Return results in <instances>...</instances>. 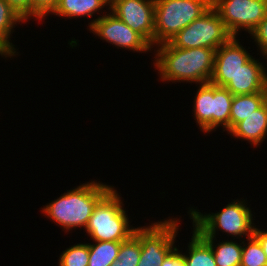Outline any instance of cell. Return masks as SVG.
I'll return each instance as SVG.
<instances>
[{"label": "cell", "instance_id": "1", "mask_svg": "<svg viewBox=\"0 0 267 266\" xmlns=\"http://www.w3.org/2000/svg\"><path fill=\"white\" fill-rule=\"evenodd\" d=\"M154 48L155 69L161 81L204 84L210 82L214 68L215 49L174 47L170 42Z\"/></svg>", "mask_w": 267, "mask_h": 266}, {"label": "cell", "instance_id": "2", "mask_svg": "<svg viewBox=\"0 0 267 266\" xmlns=\"http://www.w3.org/2000/svg\"><path fill=\"white\" fill-rule=\"evenodd\" d=\"M113 187L92 180L67 190L41 208L44 216L57 223L65 232L85 230L97 202Z\"/></svg>", "mask_w": 267, "mask_h": 266}, {"label": "cell", "instance_id": "3", "mask_svg": "<svg viewBox=\"0 0 267 266\" xmlns=\"http://www.w3.org/2000/svg\"><path fill=\"white\" fill-rule=\"evenodd\" d=\"M245 200L234 199L217 213H201L193 207L189 209L193 229L201 237H215L218 231L234 239L250 238L253 236L255 223L253 214ZM246 236V237H245ZM244 237V238H242Z\"/></svg>", "mask_w": 267, "mask_h": 266}, {"label": "cell", "instance_id": "4", "mask_svg": "<svg viewBox=\"0 0 267 266\" xmlns=\"http://www.w3.org/2000/svg\"><path fill=\"white\" fill-rule=\"evenodd\" d=\"M120 196L113 186L97 202L85 229L91 240L123 242L134 233Z\"/></svg>", "mask_w": 267, "mask_h": 266}, {"label": "cell", "instance_id": "5", "mask_svg": "<svg viewBox=\"0 0 267 266\" xmlns=\"http://www.w3.org/2000/svg\"><path fill=\"white\" fill-rule=\"evenodd\" d=\"M212 7V0H155L154 47L171 39Z\"/></svg>", "mask_w": 267, "mask_h": 266}, {"label": "cell", "instance_id": "6", "mask_svg": "<svg viewBox=\"0 0 267 266\" xmlns=\"http://www.w3.org/2000/svg\"><path fill=\"white\" fill-rule=\"evenodd\" d=\"M233 36L217 11L211 7L200 18L178 32L170 41L177 48H211L217 50Z\"/></svg>", "mask_w": 267, "mask_h": 266}, {"label": "cell", "instance_id": "7", "mask_svg": "<svg viewBox=\"0 0 267 266\" xmlns=\"http://www.w3.org/2000/svg\"><path fill=\"white\" fill-rule=\"evenodd\" d=\"M180 218L152 222L148 226L136 227L134 234L141 242V255L137 266H160L167 254L176 246Z\"/></svg>", "mask_w": 267, "mask_h": 266}, {"label": "cell", "instance_id": "8", "mask_svg": "<svg viewBox=\"0 0 267 266\" xmlns=\"http://www.w3.org/2000/svg\"><path fill=\"white\" fill-rule=\"evenodd\" d=\"M212 7L233 37L250 34L267 15V0H212Z\"/></svg>", "mask_w": 267, "mask_h": 266}, {"label": "cell", "instance_id": "9", "mask_svg": "<svg viewBox=\"0 0 267 266\" xmlns=\"http://www.w3.org/2000/svg\"><path fill=\"white\" fill-rule=\"evenodd\" d=\"M106 13V14H105ZM90 33L98 36L103 42L110 43L116 48L147 53L153 47L137 32L126 25L120 18L110 11H104L103 16L88 23Z\"/></svg>", "mask_w": 267, "mask_h": 266}, {"label": "cell", "instance_id": "10", "mask_svg": "<svg viewBox=\"0 0 267 266\" xmlns=\"http://www.w3.org/2000/svg\"><path fill=\"white\" fill-rule=\"evenodd\" d=\"M108 10L154 47L155 0H112Z\"/></svg>", "mask_w": 267, "mask_h": 266}, {"label": "cell", "instance_id": "11", "mask_svg": "<svg viewBox=\"0 0 267 266\" xmlns=\"http://www.w3.org/2000/svg\"><path fill=\"white\" fill-rule=\"evenodd\" d=\"M237 38L232 37L215 51L214 68L210 83L225 87L241 67L253 57Z\"/></svg>", "mask_w": 267, "mask_h": 266}, {"label": "cell", "instance_id": "12", "mask_svg": "<svg viewBox=\"0 0 267 266\" xmlns=\"http://www.w3.org/2000/svg\"><path fill=\"white\" fill-rule=\"evenodd\" d=\"M264 64L252 57L225 86L233 95L267 92V75Z\"/></svg>", "mask_w": 267, "mask_h": 266}, {"label": "cell", "instance_id": "13", "mask_svg": "<svg viewBox=\"0 0 267 266\" xmlns=\"http://www.w3.org/2000/svg\"><path fill=\"white\" fill-rule=\"evenodd\" d=\"M228 134L235 139L248 141L251 146H261L267 137V101L243 121L239 122Z\"/></svg>", "mask_w": 267, "mask_h": 266}, {"label": "cell", "instance_id": "14", "mask_svg": "<svg viewBox=\"0 0 267 266\" xmlns=\"http://www.w3.org/2000/svg\"><path fill=\"white\" fill-rule=\"evenodd\" d=\"M193 100V113L198 128L203 133L213 131V84H199Z\"/></svg>", "mask_w": 267, "mask_h": 266}, {"label": "cell", "instance_id": "15", "mask_svg": "<svg viewBox=\"0 0 267 266\" xmlns=\"http://www.w3.org/2000/svg\"><path fill=\"white\" fill-rule=\"evenodd\" d=\"M21 22V24H20ZM26 22L18 15L6 0H0V53L7 59L15 57L18 52L10 41L15 26Z\"/></svg>", "mask_w": 267, "mask_h": 266}, {"label": "cell", "instance_id": "16", "mask_svg": "<svg viewBox=\"0 0 267 266\" xmlns=\"http://www.w3.org/2000/svg\"><path fill=\"white\" fill-rule=\"evenodd\" d=\"M110 6V2L108 0H58L56 8L50 15H56L62 18H81L83 17H92L94 14H99V16L95 19L103 16V11L99 13V11L104 9L105 7ZM98 12V13H97Z\"/></svg>", "mask_w": 267, "mask_h": 266}, {"label": "cell", "instance_id": "17", "mask_svg": "<svg viewBox=\"0 0 267 266\" xmlns=\"http://www.w3.org/2000/svg\"><path fill=\"white\" fill-rule=\"evenodd\" d=\"M267 101V92L248 95H234L231 103L229 132L247 116L256 111Z\"/></svg>", "mask_w": 267, "mask_h": 266}, {"label": "cell", "instance_id": "18", "mask_svg": "<svg viewBox=\"0 0 267 266\" xmlns=\"http://www.w3.org/2000/svg\"><path fill=\"white\" fill-rule=\"evenodd\" d=\"M212 248L217 266H240L242 257V240L218 242L216 237H202ZM216 242H218L216 244ZM216 244V245H215Z\"/></svg>", "mask_w": 267, "mask_h": 266}, {"label": "cell", "instance_id": "19", "mask_svg": "<svg viewBox=\"0 0 267 266\" xmlns=\"http://www.w3.org/2000/svg\"><path fill=\"white\" fill-rule=\"evenodd\" d=\"M190 241L184 253L185 266H217L211 246L194 229Z\"/></svg>", "mask_w": 267, "mask_h": 266}, {"label": "cell", "instance_id": "20", "mask_svg": "<svg viewBox=\"0 0 267 266\" xmlns=\"http://www.w3.org/2000/svg\"><path fill=\"white\" fill-rule=\"evenodd\" d=\"M233 96L225 87L213 84V131L222 126V130L229 133Z\"/></svg>", "mask_w": 267, "mask_h": 266}, {"label": "cell", "instance_id": "21", "mask_svg": "<svg viewBox=\"0 0 267 266\" xmlns=\"http://www.w3.org/2000/svg\"><path fill=\"white\" fill-rule=\"evenodd\" d=\"M121 243L115 241H93L92 244L88 243V266H110L117 259Z\"/></svg>", "mask_w": 267, "mask_h": 266}, {"label": "cell", "instance_id": "22", "mask_svg": "<svg viewBox=\"0 0 267 266\" xmlns=\"http://www.w3.org/2000/svg\"><path fill=\"white\" fill-rule=\"evenodd\" d=\"M141 255L140 239L133 233L120 245L117 259L110 266H137Z\"/></svg>", "mask_w": 267, "mask_h": 266}, {"label": "cell", "instance_id": "23", "mask_svg": "<svg viewBox=\"0 0 267 266\" xmlns=\"http://www.w3.org/2000/svg\"><path fill=\"white\" fill-rule=\"evenodd\" d=\"M266 264L267 256L263 252L259 241L254 236L242 240V257L240 266H265Z\"/></svg>", "mask_w": 267, "mask_h": 266}, {"label": "cell", "instance_id": "24", "mask_svg": "<svg viewBox=\"0 0 267 266\" xmlns=\"http://www.w3.org/2000/svg\"><path fill=\"white\" fill-rule=\"evenodd\" d=\"M59 266H88L89 245L88 243H77L69 246L58 258Z\"/></svg>", "mask_w": 267, "mask_h": 266}, {"label": "cell", "instance_id": "25", "mask_svg": "<svg viewBox=\"0 0 267 266\" xmlns=\"http://www.w3.org/2000/svg\"><path fill=\"white\" fill-rule=\"evenodd\" d=\"M58 0H31V19L44 20L56 8Z\"/></svg>", "mask_w": 267, "mask_h": 266}, {"label": "cell", "instance_id": "26", "mask_svg": "<svg viewBox=\"0 0 267 266\" xmlns=\"http://www.w3.org/2000/svg\"><path fill=\"white\" fill-rule=\"evenodd\" d=\"M249 35L252 36L250 38L254 40L257 51L261 53L259 55L264 56L267 53V15Z\"/></svg>", "mask_w": 267, "mask_h": 266}, {"label": "cell", "instance_id": "27", "mask_svg": "<svg viewBox=\"0 0 267 266\" xmlns=\"http://www.w3.org/2000/svg\"><path fill=\"white\" fill-rule=\"evenodd\" d=\"M27 23L31 20V0H6ZM29 19V20H28Z\"/></svg>", "mask_w": 267, "mask_h": 266}, {"label": "cell", "instance_id": "28", "mask_svg": "<svg viewBox=\"0 0 267 266\" xmlns=\"http://www.w3.org/2000/svg\"><path fill=\"white\" fill-rule=\"evenodd\" d=\"M183 250H179L178 247H174L165 257L163 263L160 266H185V258Z\"/></svg>", "mask_w": 267, "mask_h": 266}, {"label": "cell", "instance_id": "29", "mask_svg": "<svg viewBox=\"0 0 267 266\" xmlns=\"http://www.w3.org/2000/svg\"><path fill=\"white\" fill-rule=\"evenodd\" d=\"M253 236L259 241L262 246L263 252L267 256V230H261L255 226Z\"/></svg>", "mask_w": 267, "mask_h": 266}, {"label": "cell", "instance_id": "30", "mask_svg": "<svg viewBox=\"0 0 267 266\" xmlns=\"http://www.w3.org/2000/svg\"><path fill=\"white\" fill-rule=\"evenodd\" d=\"M262 57H263V59H266L267 60V53L264 56H262Z\"/></svg>", "mask_w": 267, "mask_h": 266}]
</instances>
